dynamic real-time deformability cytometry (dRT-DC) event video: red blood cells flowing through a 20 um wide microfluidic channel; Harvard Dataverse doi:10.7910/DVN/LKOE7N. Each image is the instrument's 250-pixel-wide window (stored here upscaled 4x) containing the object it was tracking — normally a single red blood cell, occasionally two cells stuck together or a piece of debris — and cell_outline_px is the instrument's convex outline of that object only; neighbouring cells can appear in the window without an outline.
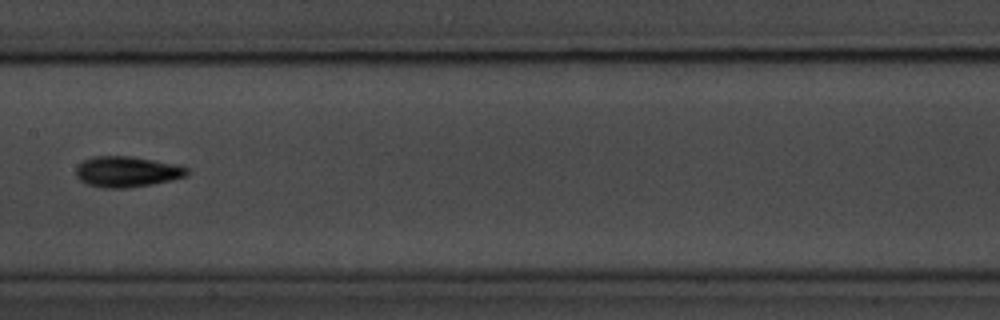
{"species": "common noctule bat (a hibernating species)", "species_latin": "Nyctalus noctula", "temperature_condition": "room temperature", "stored_images_in_passage": 14, "camera_frame_rate_fps": 3000, "um_per_image_px": 0.085, "animal": {"sex": "male", "body_mass_g": 20.1, "forearm_length_mm": 53.5}, "frame": {"image": 1, "passage_image": 7, "time_ms": 8.0, "image_size_px": [1000, 320], "cell_outline_px": [[188, 176], [172, 180], [152, 184], [124, 188], [104, 188], [88, 184], [80, 180], [76, 176], [76, 168], [84, 160], [92, 156], [132, 156], [180, 164], [188, 168]], "centroid_in_image_um": [10.83, 14.58], "position_along_channel_um": 196.6, "area_um2": 20.06}}
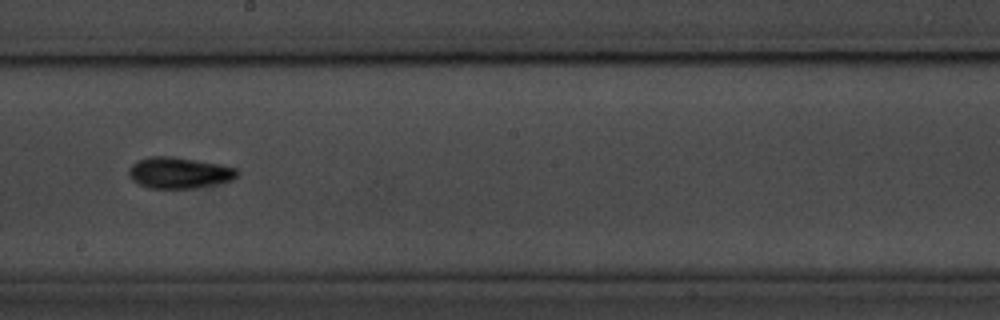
{"frame": {"image": 2, "passage_image": 8, "time_ms": 9.0, "image_size_px": [1000, 320], "cell_outline_px": [[240, 172], [232, 180], [192, 188], [148, 188], [132, 180], [128, 176], [128, 168], [132, 164], [148, 156], [172, 156], [216, 164], [236, 168]], "centroid_in_image_um": [15.17, 14.68], "position_along_channel_um": 233.0, "area_um2": 19.42}}
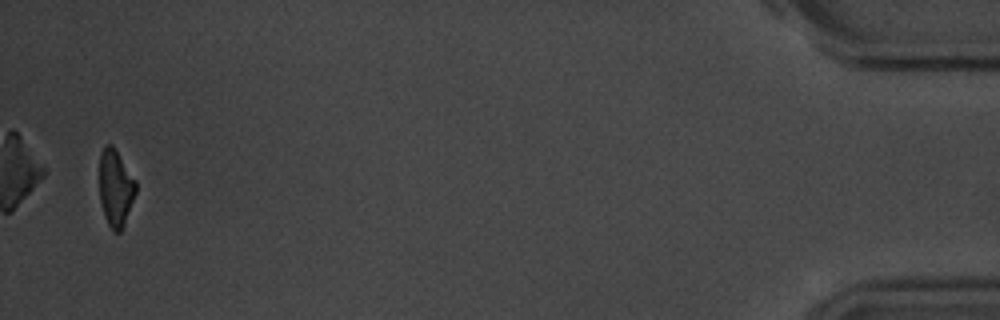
{"frame": {"image": 3, "passage_image": 14, "time_ms": 16.667, "image_size_px": [1000, 320], "cell_outline_px": [[136, 192], [124, 224], [120, 232], [112, 232], [104, 216], [100, 200], [100, 152], [104, 144], [112, 144], [136, 180]], "centroid_in_image_um": [9.82, 15.97], "position_along_channel_um": 425.4, "area_um2": 16.3}, "authors_computed_cell_mechanics": {"area_um2": 17.9469, "velocity_mm_per_s": 3.6516, "shape_relaxation_time_tau1_ms": 1.2583, "shape_relaxation_time_tau2_ms": null, "deformation_change_tau1": 0.0941, "deformation_change_tau2": null}}